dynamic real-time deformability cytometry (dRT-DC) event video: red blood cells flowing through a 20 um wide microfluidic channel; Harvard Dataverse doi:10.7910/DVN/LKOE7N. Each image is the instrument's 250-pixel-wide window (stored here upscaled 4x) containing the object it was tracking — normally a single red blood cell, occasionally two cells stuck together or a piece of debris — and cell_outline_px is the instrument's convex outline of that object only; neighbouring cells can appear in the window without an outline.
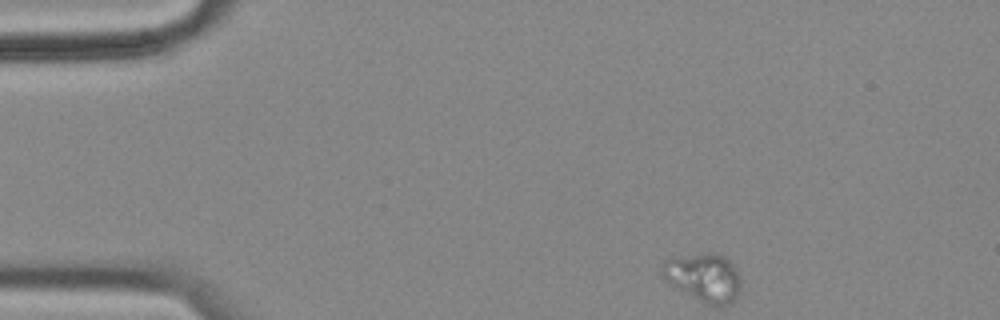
{"species": "common noctule bat (a hibernating species)", "species_latin": "Nyctalus noctula", "temperature_condition": "cold", "stored_images_in_passage": 52, "camera_frame_rate_fps": 3000, "um_per_image_px": 0.085, "animal": {"sex": "female", "body_mass_g": 18.4}, "frame": {"image": 1, "passage_image": 1, "time_ms": 0.0, "image_size_px": [1000, 320], "cell_outline_px": [[740, 292], [728, 304], [708, 304], [700, 300], [672, 284], [660, 272], [664, 260], [712, 252], [724, 256], [732, 264], [740, 280]], "centroid_in_image_um": [59.84, 23.56], "position_along_channel_um": 25.2, "area_um2": 21.15}}
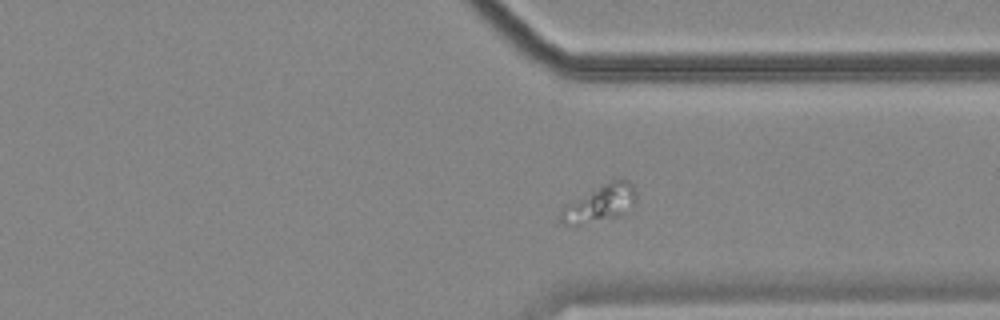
{"frame": {"image": 2, "passage_image": 37, "time_ms": 12.0, "image_size_px": [1000, 320], "cell_outline_px": [[636, 200], [624, 216], [580, 224], [564, 224], [560, 220], [560, 212], [568, 204], [600, 184], [612, 180], [628, 180], [632, 184], [636, 192]], "centroid_in_image_um": [51.06, 17.29], "position_along_channel_um": 360.3, "area_um2": 16.13}}
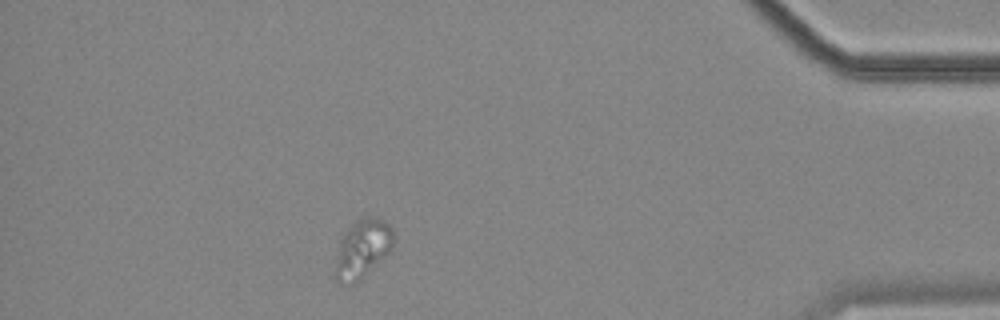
{"frame": {"image": 3, "passage_image": 45, "time_ms": 14.667, "image_size_px": [1000, 320], "cell_outline_px": [[392, 248], [356, 284], [340, 284], [328, 276], [340, 240], [344, 232], [352, 224], [368, 216], [372, 216], [384, 220], [392, 228]], "centroid_in_image_um": [30.67, 21.23], "position_along_channel_um": 404.5, "area_um2": 20.4}}